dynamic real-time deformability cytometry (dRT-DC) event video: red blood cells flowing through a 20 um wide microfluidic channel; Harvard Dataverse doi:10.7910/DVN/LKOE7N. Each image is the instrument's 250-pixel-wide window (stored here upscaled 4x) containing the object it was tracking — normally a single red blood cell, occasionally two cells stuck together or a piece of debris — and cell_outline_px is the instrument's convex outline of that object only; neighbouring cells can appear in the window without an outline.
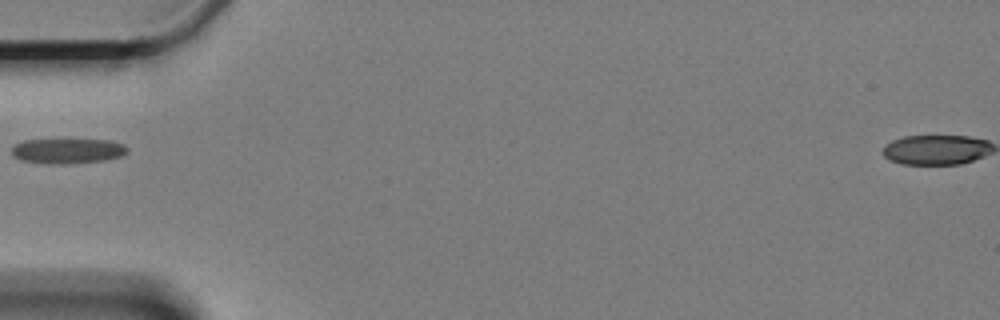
{"species": "Egyptian fruit bat (a non-hibernating species)", "species_latin": "Rousettus aegyptiacus", "temperature_condition": "cold", "stored_images_in_passage": 41, "camera_frame_rate_fps": 3000, "um_per_image_px": 0.085, "animal": {"sex": "female"}, "frame": {"image": 1, "passage_image": 1, "time_ms": 0.0, "image_size_px": [1000, 320], "cell_outline_px": [[128, 152], [120, 156], [104, 160], [64, 164], [52, 164], [20, 160], [12, 156], [12, 148], [16, 144], [24, 140], [112, 140], [124, 144], [128, 148]], "centroid_in_image_um": [5.75, 12.83], "position_along_channel_um": 79.2, "area_um2": 16.82}}
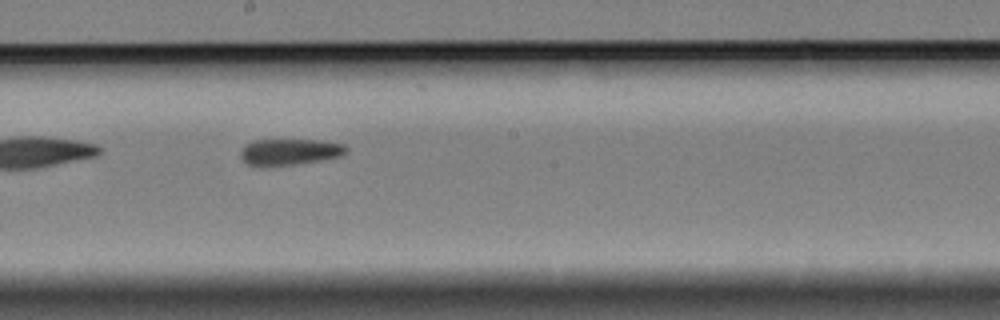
{"frame": {"image": 2, "passage_image": 14, "time_ms": 4.333, "image_size_px": [1000, 320], "cell_outline_px": [[348, 148], [340, 156], [320, 160], [296, 164], [248, 164], [240, 156], [240, 152], [252, 140], [320, 140], [344, 144]], "centroid_in_image_um": [24.67, 12.88], "position_along_channel_um": 223.5, "area_um2": 15.55}}
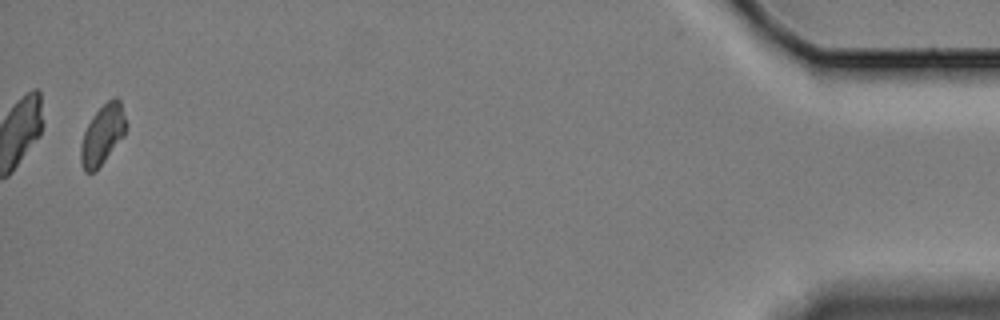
{"frame": {"image": 3, "passage_image": 40, "time_ms": 13.0, "image_size_px": [1000, 320], "cell_outline_px": [[128, 124], [124, 136], [96, 172], [84, 172], [80, 160], [80, 144], [84, 132], [92, 116], [112, 96], [116, 96], [120, 100]], "centroid_in_image_um": [8.73, 11.45], "position_along_channel_um": 426.5, "area_um2": 16.07}}